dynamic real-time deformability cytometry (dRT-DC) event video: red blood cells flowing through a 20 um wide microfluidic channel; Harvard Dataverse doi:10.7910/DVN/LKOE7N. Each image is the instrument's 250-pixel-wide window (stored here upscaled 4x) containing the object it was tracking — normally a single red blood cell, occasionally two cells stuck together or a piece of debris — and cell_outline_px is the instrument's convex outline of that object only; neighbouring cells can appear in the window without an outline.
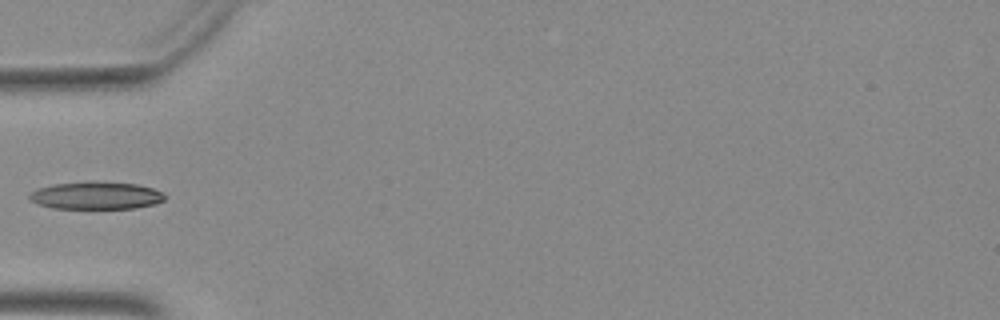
{"species": "Egyptian fruit bat (a non-hibernating species)", "species_latin": "Rousettus aegyptiacus", "temperature_condition": "warm", "stored_images_in_passage": 34, "camera_frame_rate_fps": 3000, "um_per_image_px": 0.085, "animal": {"sex": "female"}, "frame": {"image": 1, "passage_image": 1, "time_ms": 0.0, "image_size_px": [1000, 320], "cell_outline_px": [[164, 200], [156, 204], [136, 208], [52, 208], [40, 204], [32, 200], [28, 196], [32, 192], [40, 188], [52, 184], [136, 184], [152, 188], [160, 192], [164, 196]], "centroid_in_image_um": [8.2, 16.67], "position_along_channel_um": 76.8, "area_um2": 20.46}}
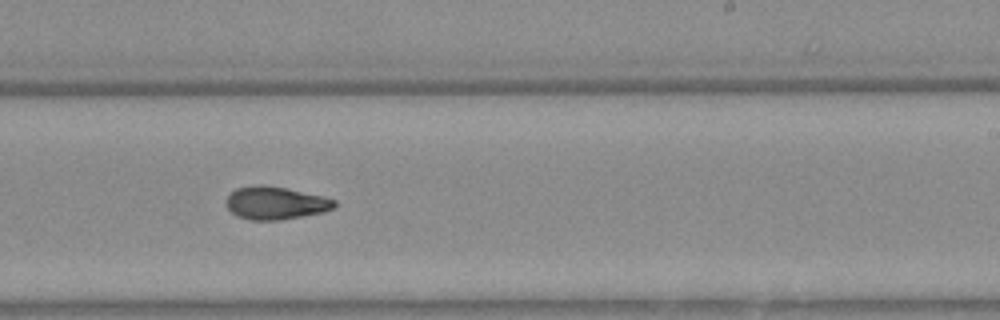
{"frame": {"image": 2, "passage_image": 15, "time_ms": 4.667, "image_size_px": [1000, 320], "cell_outline_px": [[336, 204], [332, 208], [324, 212], [280, 220], [252, 220], [236, 216], [228, 208], [224, 200], [236, 188], [256, 184], [264, 184], [324, 196], [336, 200]], "centroid_in_image_um": [23.39, 17.25], "position_along_channel_um": 265.6, "area_um2": 20.75}}
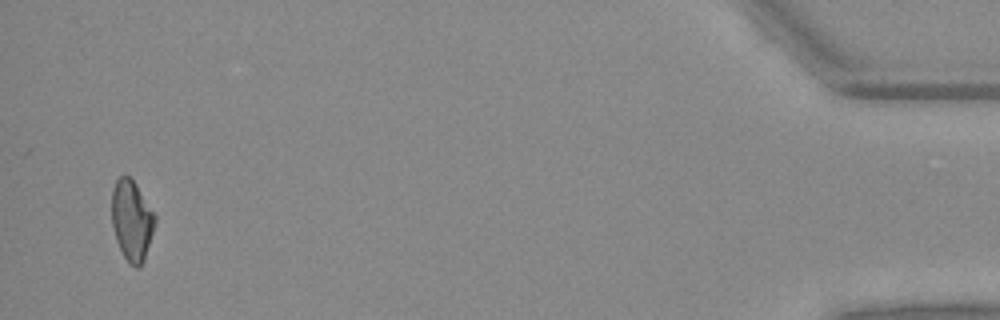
{"frame": {"image": 3, "passage_image": 33, "time_ms": 10.667, "image_size_px": [1000, 320], "cell_outline_px": [[156, 220], [144, 260], [140, 268], [136, 268], [128, 264], [116, 240], [112, 224], [112, 188], [116, 180], [120, 176], [128, 176], [136, 184], [156, 216]], "centroid_in_image_um": [11.19, 18.75], "position_along_channel_um": 424.0, "area_um2": 20.17}}